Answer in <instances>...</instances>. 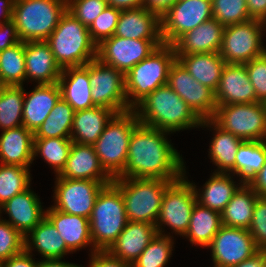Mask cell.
<instances>
[{"instance_id":"obj_43","label":"cell","mask_w":266,"mask_h":267,"mask_svg":"<svg viewBox=\"0 0 266 267\" xmlns=\"http://www.w3.org/2000/svg\"><path fill=\"white\" fill-rule=\"evenodd\" d=\"M212 14L223 26L251 20L246 0H212Z\"/></svg>"},{"instance_id":"obj_40","label":"cell","mask_w":266,"mask_h":267,"mask_svg":"<svg viewBox=\"0 0 266 267\" xmlns=\"http://www.w3.org/2000/svg\"><path fill=\"white\" fill-rule=\"evenodd\" d=\"M72 143L71 138H34V160L41 155L39 157L59 175L65 168Z\"/></svg>"},{"instance_id":"obj_18","label":"cell","mask_w":266,"mask_h":267,"mask_svg":"<svg viewBox=\"0 0 266 267\" xmlns=\"http://www.w3.org/2000/svg\"><path fill=\"white\" fill-rule=\"evenodd\" d=\"M39 197L29 186L4 203L0 207V215L3 211L8 214L9 219L4 220L25 237L46 217Z\"/></svg>"},{"instance_id":"obj_29","label":"cell","mask_w":266,"mask_h":267,"mask_svg":"<svg viewBox=\"0 0 266 267\" xmlns=\"http://www.w3.org/2000/svg\"><path fill=\"white\" fill-rule=\"evenodd\" d=\"M200 127L214 131L209 146V159L217 167L216 173H230L234 176V166L238 147L243 141L230 132L219 127L212 119L201 121Z\"/></svg>"},{"instance_id":"obj_55","label":"cell","mask_w":266,"mask_h":267,"mask_svg":"<svg viewBox=\"0 0 266 267\" xmlns=\"http://www.w3.org/2000/svg\"><path fill=\"white\" fill-rule=\"evenodd\" d=\"M233 267H266V251L259 250L252 257Z\"/></svg>"},{"instance_id":"obj_32","label":"cell","mask_w":266,"mask_h":267,"mask_svg":"<svg viewBox=\"0 0 266 267\" xmlns=\"http://www.w3.org/2000/svg\"><path fill=\"white\" fill-rule=\"evenodd\" d=\"M176 59L195 80L216 92L226 65L219 52L176 55Z\"/></svg>"},{"instance_id":"obj_37","label":"cell","mask_w":266,"mask_h":267,"mask_svg":"<svg viewBox=\"0 0 266 267\" xmlns=\"http://www.w3.org/2000/svg\"><path fill=\"white\" fill-rule=\"evenodd\" d=\"M74 113L72 106L60 97L49 116L33 133L34 138H71Z\"/></svg>"},{"instance_id":"obj_25","label":"cell","mask_w":266,"mask_h":267,"mask_svg":"<svg viewBox=\"0 0 266 267\" xmlns=\"http://www.w3.org/2000/svg\"><path fill=\"white\" fill-rule=\"evenodd\" d=\"M114 35L131 39H162L160 15L144 6L121 10Z\"/></svg>"},{"instance_id":"obj_47","label":"cell","mask_w":266,"mask_h":267,"mask_svg":"<svg viewBox=\"0 0 266 267\" xmlns=\"http://www.w3.org/2000/svg\"><path fill=\"white\" fill-rule=\"evenodd\" d=\"M247 74L256 94V102L266 104V52L244 63Z\"/></svg>"},{"instance_id":"obj_16","label":"cell","mask_w":266,"mask_h":267,"mask_svg":"<svg viewBox=\"0 0 266 267\" xmlns=\"http://www.w3.org/2000/svg\"><path fill=\"white\" fill-rule=\"evenodd\" d=\"M214 267H233L259 250L248 229L222 226L207 246Z\"/></svg>"},{"instance_id":"obj_58","label":"cell","mask_w":266,"mask_h":267,"mask_svg":"<svg viewBox=\"0 0 266 267\" xmlns=\"http://www.w3.org/2000/svg\"><path fill=\"white\" fill-rule=\"evenodd\" d=\"M38 267H84V266L62 261L61 258V259H43L41 260V262L39 260Z\"/></svg>"},{"instance_id":"obj_19","label":"cell","mask_w":266,"mask_h":267,"mask_svg":"<svg viewBox=\"0 0 266 267\" xmlns=\"http://www.w3.org/2000/svg\"><path fill=\"white\" fill-rule=\"evenodd\" d=\"M215 101L216 105L256 102L245 64L226 63L215 92Z\"/></svg>"},{"instance_id":"obj_30","label":"cell","mask_w":266,"mask_h":267,"mask_svg":"<svg viewBox=\"0 0 266 267\" xmlns=\"http://www.w3.org/2000/svg\"><path fill=\"white\" fill-rule=\"evenodd\" d=\"M232 178L233 175L230 173L213 172L208 181L203 185L202 190L197 189V186L193 182L192 185L195 190L197 202L221 214L234 194L244 184L239 179V185H236L237 182Z\"/></svg>"},{"instance_id":"obj_48","label":"cell","mask_w":266,"mask_h":267,"mask_svg":"<svg viewBox=\"0 0 266 267\" xmlns=\"http://www.w3.org/2000/svg\"><path fill=\"white\" fill-rule=\"evenodd\" d=\"M248 230L258 250L266 251V197L257 198Z\"/></svg>"},{"instance_id":"obj_34","label":"cell","mask_w":266,"mask_h":267,"mask_svg":"<svg viewBox=\"0 0 266 267\" xmlns=\"http://www.w3.org/2000/svg\"><path fill=\"white\" fill-rule=\"evenodd\" d=\"M222 226L220 213L196 202L192 209L188 230L184 236L192 245L205 248Z\"/></svg>"},{"instance_id":"obj_4","label":"cell","mask_w":266,"mask_h":267,"mask_svg":"<svg viewBox=\"0 0 266 267\" xmlns=\"http://www.w3.org/2000/svg\"><path fill=\"white\" fill-rule=\"evenodd\" d=\"M96 251L108 250L128 223L121 190L112 182L99 192L89 218Z\"/></svg>"},{"instance_id":"obj_45","label":"cell","mask_w":266,"mask_h":267,"mask_svg":"<svg viewBox=\"0 0 266 267\" xmlns=\"http://www.w3.org/2000/svg\"><path fill=\"white\" fill-rule=\"evenodd\" d=\"M121 10L107 6L90 25L89 33L92 41L99 45L103 40L114 35Z\"/></svg>"},{"instance_id":"obj_1","label":"cell","mask_w":266,"mask_h":267,"mask_svg":"<svg viewBox=\"0 0 266 267\" xmlns=\"http://www.w3.org/2000/svg\"><path fill=\"white\" fill-rule=\"evenodd\" d=\"M168 134L170 133L139 123L130 138L125 169L116 178L168 181L182 178L185 175V163L171 140H168Z\"/></svg>"},{"instance_id":"obj_10","label":"cell","mask_w":266,"mask_h":267,"mask_svg":"<svg viewBox=\"0 0 266 267\" xmlns=\"http://www.w3.org/2000/svg\"><path fill=\"white\" fill-rule=\"evenodd\" d=\"M185 175L174 181L165 191L161 210L156 221L157 233L166 235L164 225L174 234L184 237L188 230L192 209L197 202L192 182ZM164 224V225H163ZM163 226V227H162Z\"/></svg>"},{"instance_id":"obj_41","label":"cell","mask_w":266,"mask_h":267,"mask_svg":"<svg viewBox=\"0 0 266 267\" xmlns=\"http://www.w3.org/2000/svg\"><path fill=\"white\" fill-rule=\"evenodd\" d=\"M30 168L0 163V207L31 186Z\"/></svg>"},{"instance_id":"obj_44","label":"cell","mask_w":266,"mask_h":267,"mask_svg":"<svg viewBox=\"0 0 266 267\" xmlns=\"http://www.w3.org/2000/svg\"><path fill=\"white\" fill-rule=\"evenodd\" d=\"M25 249V237L0 215V261L3 262Z\"/></svg>"},{"instance_id":"obj_36","label":"cell","mask_w":266,"mask_h":267,"mask_svg":"<svg viewBox=\"0 0 266 267\" xmlns=\"http://www.w3.org/2000/svg\"><path fill=\"white\" fill-rule=\"evenodd\" d=\"M266 162V140L242 141L238 147L234 176L248 183L263 168Z\"/></svg>"},{"instance_id":"obj_7","label":"cell","mask_w":266,"mask_h":267,"mask_svg":"<svg viewBox=\"0 0 266 267\" xmlns=\"http://www.w3.org/2000/svg\"><path fill=\"white\" fill-rule=\"evenodd\" d=\"M174 181L146 178H114L121 190L128 221L156 226L166 189Z\"/></svg>"},{"instance_id":"obj_59","label":"cell","mask_w":266,"mask_h":267,"mask_svg":"<svg viewBox=\"0 0 266 267\" xmlns=\"http://www.w3.org/2000/svg\"><path fill=\"white\" fill-rule=\"evenodd\" d=\"M2 87H3V85H2V83H1V81H0V90H1Z\"/></svg>"},{"instance_id":"obj_31","label":"cell","mask_w":266,"mask_h":267,"mask_svg":"<svg viewBox=\"0 0 266 267\" xmlns=\"http://www.w3.org/2000/svg\"><path fill=\"white\" fill-rule=\"evenodd\" d=\"M116 113L106 107L94 106L74 113L72 142L93 145Z\"/></svg>"},{"instance_id":"obj_57","label":"cell","mask_w":266,"mask_h":267,"mask_svg":"<svg viewBox=\"0 0 266 267\" xmlns=\"http://www.w3.org/2000/svg\"><path fill=\"white\" fill-rule=\"evenodd\" d=\"M14 0H0V23L11 20Z\"/></svg>"},{"instance_id":"obj_8","label":"cell","mask_w":266,"mask_h":267,"mask_svg":"<svg viewBox=\"0 0 266 267\" xmlns=\"http://www.w3.org/2000/svg\"><path fill=\"white\" fill-rule=\"evenodd\" d=\"M139 123L134 110L115 114L93 144L101 166L113 179L125 169L130 138Z\"/></svg>"},{"instance_id":"obj_15","label":"cell","mask_w":266,"mask_h":267,"mask_svg":"<svg viewBox=\"0 0 266 267\" xmlns=\"http://www.w3.org/2000/svg\"><path fill=\"white\" fill-rule=\"evenodd\" d=\"M213 18L212 0L176 1L161 16V37L172 45L180 36Z\"/></svg>"},{"instance_id":"obj_50","label":"cell","mask_w":266,"mask_h":267,"mask_svg":"<svg viewBox=\"0 0 266 267\" xmlns=\"http://www.w3.org/2000/svg\"><path fill=\"white\" fill-rule=\"evenodd\" d=\"M20 41L16 25L12 20L0 23V51L16 45Z\"/></svg>"},{"instance_id":"obj_49","label":"cell","mask_w":266,"mask_h":267,"mask_svg":"<svg viewBox=\"0 0 266 267\" xmlns=\"http://www.w3.org/2000/svg\"><path fill=\"white\" fill-rule=\"evenodd\" d=\"M89 256L91 258L88 267H132L131 264L112 256L107 250L94 251Z\"/></svg>"},{"instance_id":"obj_38","label":"cell","mask_w":266,"mask_h":267,"mask_svg":"<svg viewBox=\"0 0 266 267\" xmlns=\"http://www.w3.org/2000/svg\"><path fill=\"white\" fill-rule=\"evenodd\" d=\"M0 81L3 86H24L25 42L0 51Z\"/></svg>"},{"instance_id":"obj_3","label":"cell","mask_w":266,"mask_h":267,"mask_svg":"<svg viewBox=\"0 0 266 267\" xmlns=\"http://www.w3.org/2000/svg\"><path fill=\"white\" fill-rule=\"evenodd\" d=\"M61 69L83 66L97 58V45L87 26L66 11L46 40Z\"/></svg>"},{"instance_id":"obj_52","label":"cell","mask_w":266,"mask_h":267,"mask_svg":"<svg viewBox=\"0 0 266 267\" xmlns=\"http://www.w3.org/2000/svg\"><path fill=\"white\" fill-rule=\"evenodd\" d=\"M246 5L251 19L266 23V0H246Z\"/></svg>"},{"instance_id":"obj_28","label":"cell","mask_w":266,"mask_h":267,"mask_svg":"<svg viewBox=\"0 0 266 267\" xmlns=\"http://www.w3.org/2000/svg\"><path fill=\"white\" fill-rule=\"evenodd\" d=\"M58 84L61 97L72 106L75 112L95 106L91 96L89 63L62 69Z\"/></svg>"},{"instance_id":"obj_53","label":"cell","mask_w":266,"mask_h":267,"mask_svg":"<svg viewBox=\"0 0 266 267\" xmlns=\"http://www.w3.org/2000/svg\"><path fill=\"white\" fill-rule=\"evenodd\" d=\"M260 197H266V162L263 168L247 183Z\"/></svg>"},{"instance_id":"obj_33","label":"cell","mask_w":266,"mask_h":267,"mask_svg":"<svg viewBox=\"0 0 266 267\" xmlns=\"http://www.w3.org/2000/svg\"><path fill=\"white\" fill-rule=\"evenodd\" d=\"M25 249L29 253L36 249L43 259H61L72 253L47 217L25 236Z\"/></svg>"},{"instance_id":"obj_11","label":"cell","mask_w":266,"mask_h":267,"mask_svg":"<svg viewBox=\"0 0 266 267\" xmlns=\"http://www.w3.org/2000/svg\"><path fill=\"white\" fill-rule=\"evenodd\" d=\"M265 31L266 23L257 19L225 26L220 56L225 63L235 64L262 56L266 52L262 41Z\"/></svg>"},{"instance_id":"obj_13","label":"cell","mask_w":266,"mask_h":267,"mask_svg":"<svg viewBox=\"0 0 266 267\" xmlns=\"http://www.w3.org/2000/svg\"><path fill=\"white\" fill-rule=\"evenodd\" d=\"M55 209L81 217L90 218L95 200L101 189L113 181H92L62 178L55 175Z\"/></svg>"},{"instance_id":"obj_51","label":"cell","mask_w":266,"mask_h":267,"mask_svg":"<svg viewBox=\"0 0 266 267\" xmlns=\"http://www.w3.org/2000/svg\"><path fill=\"white\" fill-rule=\"evenodd\" d=\"M33 253L26 249L2 262V267H38L39 261H35Z\"/></svg>"},{"instance_id":"obj_20","label":"cell","mask_w":266,"mask_h":267,"mask_svg":"<svg viewBox=\"0 0 266 267\" xmlns=\"http://www.w3.org/2000/svg\"><path fill=\"white\" fill-rule=\"evenodd\" d=\"M225 26L215 18L187 31L172 45L176 55L220 52Z\"/></svg>"},{"instance_id":"obj_2","label":"cell","mask_w":266,"mask_h":267,"mask_svg":"<svg viewBox=\"0 0 266 267\" xmlns=\"http://www.w3.org/2000/svg\"><path fill=\"white\" fill-rule=\"evenodd\" d=\"M133 110L141 124L171 134L199 128L202 121L168 84L151 92Z\"/></svg>"},{"instance_id":"obj_54","label":"cell","mask_w":266,"mask_h":267,"mask_svg":"<svg viewBox=\"0 0 266 267\" xmlns=\"http://www.w3.org/2000/svg\"><path fill=\"white\" fill-rule=\"evenodd\" d=\"M175 2L176 0H144V7L148 10L155 11L161 16Z\"/></svg>"},{"instance_id":"obj_42","label":"cell","mask_w":266,"mask_h":267,"mask_svg":"<svg viewBox=\"0 0 266 267\" xmlns=\"http://www.w3.org/2000/svg\"><path fill=\"white\" fill-rule=\"evenodd\" d=\"M170 232L166 235L158 234L143 250L132 267H164L171 258L174 239Z\"/></svg>"},{"instance_id":"obj_35","label":"cell","mask_w":266,"mask_h":267,"mask_svg":"<svg viewBox=\"0 0 266 267\" xmlns=\"http://www.w3.org/2000/svg\"><path fill=\"white\" fill-rule=\"evenodd\" d=\"M258 197L259 195L247 183H244L222 211V225L249 229Z\"/></svg>"},{"instance_id":"obj_5","label":"cell","mask_w":266,"mask_h":267,"mask_svg":"<svg viewBox=\"0 0 266 267\" xmlns=\"http://www.w3.org/2000/svg\"><path fill=\"white\" fill-rule=\"evenodd\" d=\"M67 11V0H14L11 20L22 42L47 40Z\"/></svg>"},{"instance_id":"obj_14","label":"cell","mask_w":266,"mask_h":267,"mask_svg":"<svg viewBox=\"0 0 266 267\" xmlns=\"http://www.w3.org/2000/svg\"><path fill=\"white\" fill-rule=\"evenodd\" d=\"M162 44V39H131L113 35L97 45V59L125 75Z\"/></svg>"},{"instance_id":"obj_56","label":"cell","mask_w":266,"mask_h":267,"mask_svg":"<svg viewBox=\"0 0 266 267\" xmlns=\"http://www.w3.org/2000/svg\"><path fill=\"white\" fill-rule=\"evenodd\" d=\"M107 4L119 10H128L143 7L144 0H107Z\"/></svg>"},{"instance_id":"obj_21","label":"cell","mask_w":266,"mask_h":267,"mask_svg":"<svg viewBox=\"0 0 266 267\" xmlns=\"http://www.w3.org/2000/svg\"><path fill=\"white\" fill-rule=\"evenodd\" d=\"M26 80L40 84L58 82L62 69L46 40L25 42Z\"/></svg>"},{"instance_id":"obj_22","label":"cell","mask_w":266,"mask_h":267,"mask_svg":"<svg viewBox=\"0 0 266 267\" xmlns=\"http://www.w3.org/2000/svg\"><path fill=\"white\" fill-rule=\"evenodd\" d=\"M60 97L58 82L36 84L30 92L24 89L23 126L34 133L49 116Z\"/></svg>"},{"instance_id":"obj_6","label":"cell","mask_w":266,"mask_h":267,"mask_svg":"<svg viewBox=\"0 0 266 267\" xmlns=\"http://www.w3.org/2000/svg\"><path fill=\"white\" fill-rule=\"evenodd\" d=\"M175 60L173 45L163 43L125 74V92L132 110L151 92L167 84Z\"/></svg>"},{"instance_id":"obj_27","label":"cell","mask_w":266,"mask_h":267,"mask_svg":"<svg viewBox=\"0 0 266 267\" xmlns=\"http://www.w3.org/2000/svg\"><path fill=\"white\" fill-rule=\"evenodd\" d=\"M34 134L24 126L3 130L0 135V163L30 168L34 161Z\"/></svg>"},{"instance_id":"obj_17","label":"cell","mask_w":266,"mask_h":267,"mask_svg":"<svg viewBox=\"0 0 266 267\" xmlns=\"http://www.w3.org/2000/svg\"><path fill=\"white\" fill-rule=\"evenodd\" d=\"M167 84L201 120L214 117L217 109L215 93L195 80L177 59L170 67Z\"/></svg>"},{"instance_id":"obj_26","label":"cell","mask_w":266,"mask_h":267,"mask_svg":"<svg viewBox=\"0 0 266 267\" xmlns=\"http://www.w3.org/2000/svg\"><path fill=\"white\" fill-rule=\"evenodd\" d=\"M46 217L53 223L72 254L88 246L92 247L89 249L91 253L96 251L92 243L88 218L61 212L53 206L46 209Z\"/></svg>"},{"instance_id":"obj_46","label":"cell","mask_w":266,"mask_h":267,"mask_svg":"<svg viewBox=\"0 0 266 267\" xmlns=\"http://www.w3.org/2000/svg\"><path fill=\"white\" fill-rule=\"evenodd\" d=\"M107 6V0H67V11L88 28Z\"/></svg>"},{"instance_id":"obj_39","label":"cell","mask_w":266,"mask_h":267,"mask_svg":"<svg viewBox=\"0 0 266 267\" xmlns=\"http://www.w3.org/2000/svg\"><path fill=\"white\" fill-rule=\"evenodd\" d=\"M23 86H3L0 90V128L23 126Z\"/></svg>"},{"instance_id":"obj_12","label":"cell","mask_w":266,"mask_h":267,"mask_svg":"<svg viewBox=\"0 0 266 267\" xmlns=\"http://www.w3.org/2000/svg\"><path fill=\"white\" fill-rule=\"evenodd\" d=\"M91 96L95 106L106 107L116 114L132 110L125 92V75L97 58L89 62Z\"/></svg>"},{"instance_id":"obj_24","label":"cell","mask_w":266,"mask_h":267,"mask_svg":"<svg viewBox=\"0 0 266 267\" xmlns=\"http://www.w3.org/2000/svg\"><path fill=\"white\" fill-rule=\"evenodd\" d=\"M62 178L113 181V178L101 166L93 145L73 142L65 168L59 174Z\"/></svg>"},{"instance_id":"obj_9","label":"cell","mask_w":266,"mask_h":267,"mask_svg":"<svg viewBox=\"0 0 266 267\" xmlns=\"http://www.w3.org/2000/svg\"><path fill=\"white\" fill-rule=\"evenodd\" d=\"M212 120L243 141L266 140V104L261 102L217 105Z\"/></svg>"},{"instance_id":"obj_23","label":"cell","mask_w":266,"mask_h":267,"mask_svg":"<svg viewBox=\"0 0 266 267\" xmlns=\"http://www.w3.org/2000/svg\"><path fill=\"white\" fill-rule=\"evenodd\" d=\"M156 235L155 225L128 221L107 251L112 256L132 265Z\"/></svg>"}]
</instances>
